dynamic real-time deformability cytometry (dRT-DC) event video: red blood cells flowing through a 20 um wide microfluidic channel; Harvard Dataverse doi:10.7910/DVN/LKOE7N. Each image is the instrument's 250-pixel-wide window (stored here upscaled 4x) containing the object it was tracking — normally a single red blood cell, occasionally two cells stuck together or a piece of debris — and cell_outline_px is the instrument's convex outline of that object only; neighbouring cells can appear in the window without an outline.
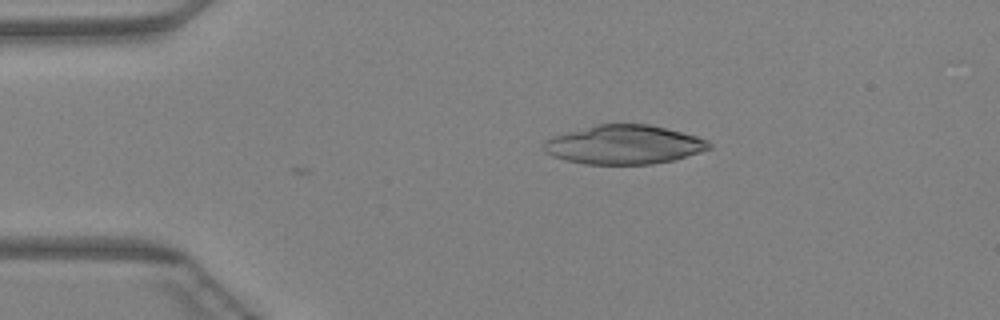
{"species": "Egyptian fruit bat (a non-hibernating species)", "species_latin": "Rousettus aegyptiacus", "temperature_condition": "warm", "stored_images_in_passage": 5, "camera_frame_rate_fps": 3000, "um_per_image_px": 0.085, "animal": {"sex": "female"}, "frame": {"image": 1, "passage_image": 5, "time_ms": 1.333, "image_size_px": [1000, 320], "cell_outline_px": [[712, 148], [700, 152], [672, 160], [652, 164], [584, 164], [564, 160], [552, 156], [544, 152], [544, 140], [552, 136], [596, 124], [648, 124], [696, 136], [708, 140], [712, 144]], "centroid_in_image_um": [53.01, 12.3], "position_along_channel_um": 32.0, "area_um2": 37.51}}